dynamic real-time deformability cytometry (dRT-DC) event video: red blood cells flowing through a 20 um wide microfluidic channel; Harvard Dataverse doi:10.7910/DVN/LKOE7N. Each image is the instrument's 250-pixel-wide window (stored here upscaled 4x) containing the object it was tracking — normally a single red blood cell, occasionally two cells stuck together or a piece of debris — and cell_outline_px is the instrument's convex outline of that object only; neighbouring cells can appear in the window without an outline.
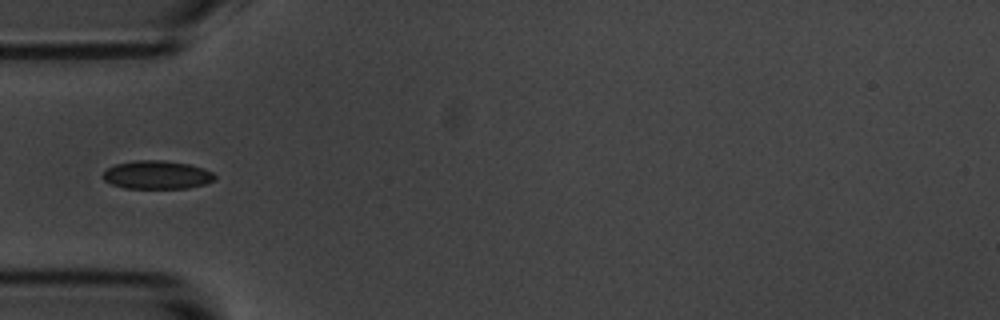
{"species": "common noctule bat (a hibernating species)", "species_latin": "Nyctalus noctula", "temperature_condition": "room temperature", "stored_images_in_passage": 6, "camera_frame_rate_fps": 3000, "um_per_image_px": 0.085, "animal": {"sex": "male", "body_mass_g": 20.1, "forearm_length_mm": 53.5}, "frame": {"image": 1, "passage_image": 6, "time_ms": 5.667, "image_size_px": [1000, 320], "cell_outline_px": [[216, 180], [204, 184], [188, 188], [124, 188], [112, 184], [104, 180], [104, 172], [108, 168], [116, 164], [136, 160], [164, 160], [188, 164], [204, 168], [212, 172], [216, 176]], "centroid_in_image_um": [13.38, 14.86], "position_along_channel_um": 71.6, "area_um2": 18.44}}